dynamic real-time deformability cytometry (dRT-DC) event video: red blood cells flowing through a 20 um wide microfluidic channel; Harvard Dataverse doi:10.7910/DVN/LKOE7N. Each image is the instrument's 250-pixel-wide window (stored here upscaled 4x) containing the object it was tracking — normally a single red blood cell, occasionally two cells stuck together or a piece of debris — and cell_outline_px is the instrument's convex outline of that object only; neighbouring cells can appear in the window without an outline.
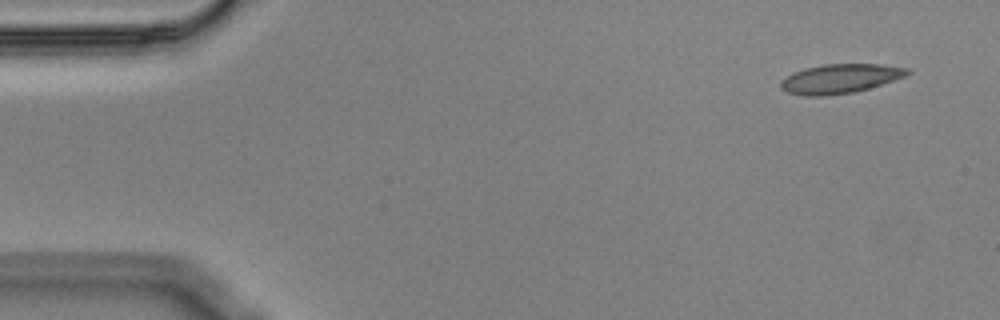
{"species": "Egyptian fruit bat (a non-hibernating species)", "species_latin": "Rousettus aegyptiacus", "temperature_condition": "cold", "stored_images_in_passage": 53, "camera_frame_rate_fps": 3000, "um_per_image_px": 0.085, "animal": {"sex": "male"}, "frame": {"image": 1, "passage_image": 1, "time_ms": 0.0, "image_size_px": [1000, 320], "cell_outline_px": [[912, 72], [904, 76], [868, 88], [852, 92], [824, 96], [804, 96], [788, 92], [780, 88], [780, 80], [792, 72], [804, 68], [824, 64], [880, 64], [908, 68]], "centroid_in_image_um": [71.34, 6.68], "position_along_channel_um": 13.7, "area_um2": 21.5}}
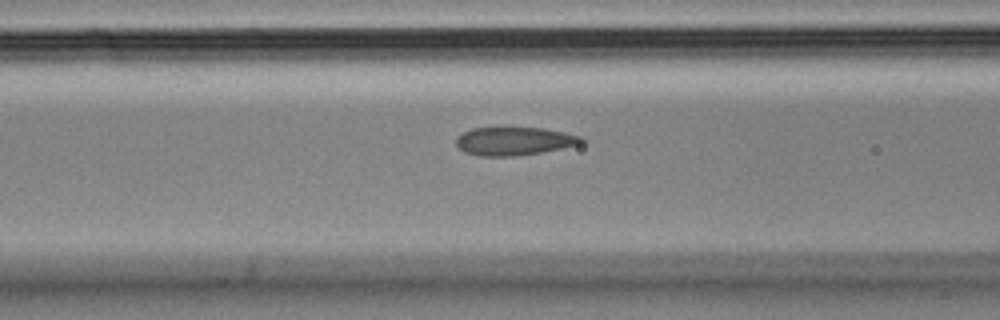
{"frame": {"image": 2, "passage_image": 19, "time_ms": 6.0, "image_size_px": [1000, 320], "cell_outline_px": [[588, 140], [580, 144], [540, 152], [516, 156], [480, 156], [464, 152], [456, 144], [456, 136], [472, 128], [544, 128], [564, 132], [580, 136]], "centroid_in_image_um": [43.7, 11.99], "position_along_channel_um": 122.9, "area_um2": 20.52}}
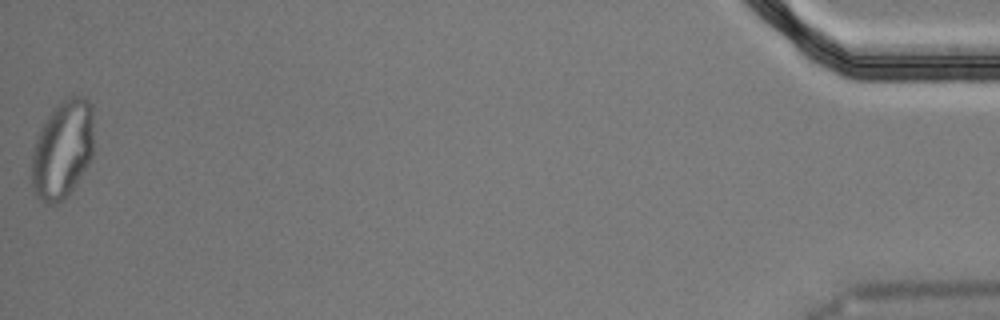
{"frame": {"image": 3, "passage_image": 53, "time_ms": 17.333, "image_size_px": [1000, 320], "cell_outline_px": [[92, 156], [88, 164], [72, 192], [68, 196], [56, 204], [44, 204], [36, 196], [32, 188], [32, 152], [36, 140], [48, 116], [64, 100], [72, 96], [84, 96], [92, 104]], "centroid_in_image_um": [5.32, 12.77], "position_along_channel_um": 429.9, "area_um2": 35.37}, "authors_computed_cell_mechanics": {"area_um2": 21.7328, "velocity_mm_per_s": 3.5701, "shape_relaxation_time_tau1_ms": null, "shape_relaxation_time_tau2_ms": 1.3077, "deformation_change_tau1": null, "deformation_change_tau2": 0.0621}}